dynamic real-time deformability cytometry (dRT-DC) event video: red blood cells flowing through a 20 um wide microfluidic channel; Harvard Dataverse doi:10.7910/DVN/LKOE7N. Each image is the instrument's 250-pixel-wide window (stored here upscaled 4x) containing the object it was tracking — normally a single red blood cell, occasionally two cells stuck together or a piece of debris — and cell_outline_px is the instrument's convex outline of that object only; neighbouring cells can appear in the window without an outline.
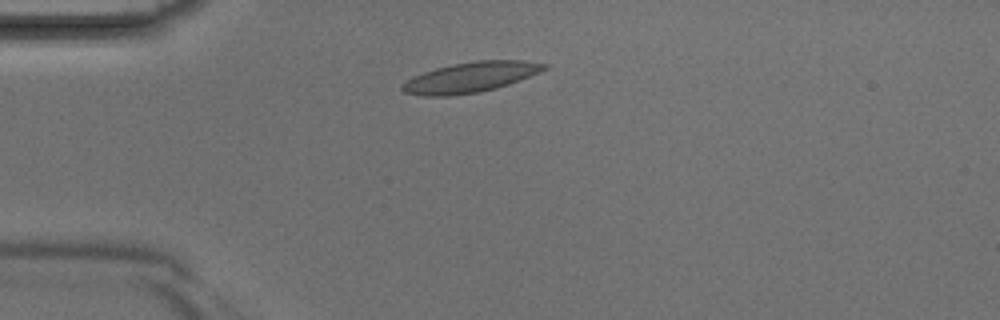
{"species": "Egyptian fruit bat (a non-hibernating species)", "species_latin": "Rousettus aegyptiacus", "temperature_condition": "room temperature", "stored_images_in_passage": 3, "camera_frame_rate_fps": 3000, "um_per_image_px": 0.085, "animal": {"sex": "male"}, "frame": {"image": 1, "passage_image": 2, "time_ms": 0.333, "image_size_px": [1000, 320], "cell_outline_px": [[548, 68], [540, 72], [508, 84], [496, 88], [480, 92], [448, 96], [420, 96], [404, 92], [400, 88], [400, 84], [412, 76], [436, 68], [452, 64], [476, 60], [520, 60], [548, 64]], "centroid_in_image_um": [39.95, 6.57], "position_along_channel_um": 45.1, "area_um2": 25.14}}